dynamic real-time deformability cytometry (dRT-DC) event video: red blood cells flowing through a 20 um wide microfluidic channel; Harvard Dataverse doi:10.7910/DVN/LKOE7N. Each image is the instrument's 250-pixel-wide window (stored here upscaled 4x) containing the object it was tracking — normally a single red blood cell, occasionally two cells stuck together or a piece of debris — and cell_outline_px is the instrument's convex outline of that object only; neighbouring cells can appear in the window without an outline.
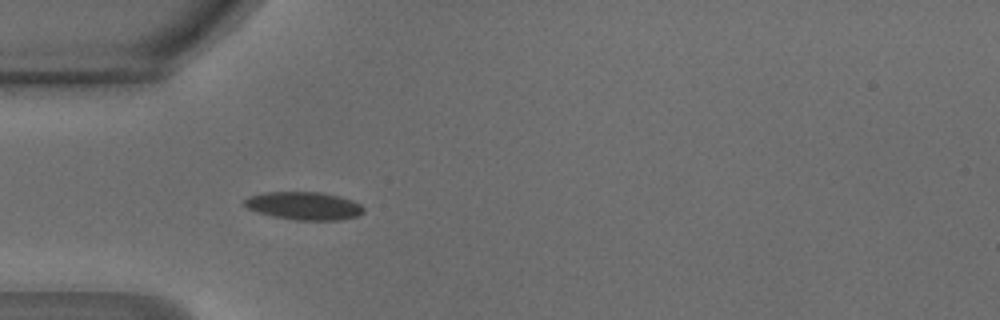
{"species": "common noctule bat (a hibernating species)", "species_latin": "Nyctalus noctula", "temperature_condition": "warm", "stored_images_in_passage": 36, "camera_frame_rate_fps": 3000, "um_per_image_px": 0.085, "animal": {"sex": "male", "body_mass_g": 18.8}, "frame": {"image": 1, "passage_image": 3, "time_ms": 0.667, "image_size_px": [1000, 320], "cell_outline_px": [[364, 212], [356, 216], [340, 220], [296, 220], [272, 216], [248, 208], [244, 204], [244, 200], [248, 196], [264, 192], [320, 192], [340, 196], [352, 200], [360, 204], [364, 208]], "centroid_in_image_um": [25.85, 17.49], "position_along_channel_um": 59.1, "area_um2": 19.36}}
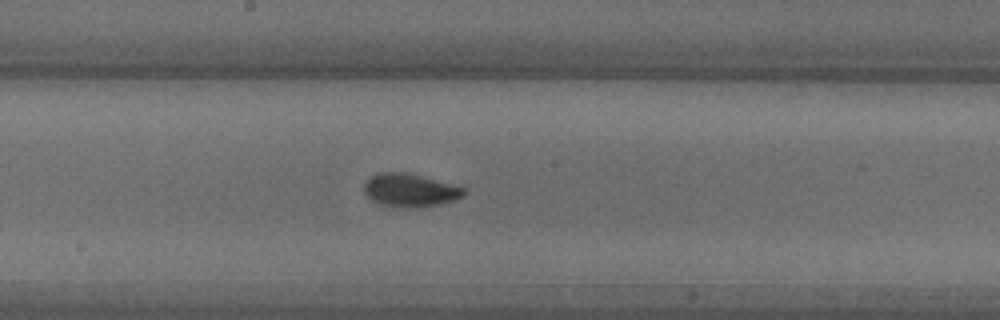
{"frame": {"image": 2, "passage_image": 14, "time_ms": 4.333, "image_size_px": [1000, 320], "cell_outline_px": [[464, 192], [460, 196], [452, 200], [440, 204], [412, 208], [392, 208], [380, 204], [372, 200], [364, 192], [364, 184], [372, 176], [380, 172], [404, 172], [420, 176], [464, 188]], "centroid_in_image_um": [34.77, 16.19], "position_along_channel_um": 213.4, "area_um2": 18.9}}
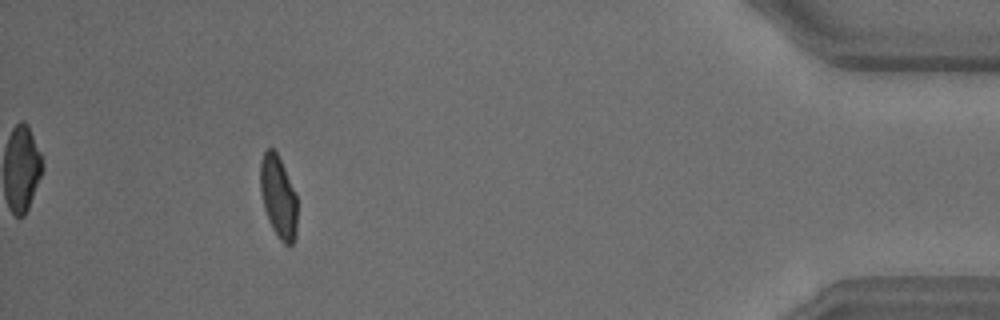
{"frame": {"image": 3, "passage_image": 32, "time_ms": 10.333, "image_size_px": [1000, 320], "cell_outline_px": [[296, 236], [292, 244], [288, 248], [276, 236], [268, 220], [264, 208], [260, 192], [260, 160], [264, 152], [268, 148], [272, 148], [276, 152], [284, 168], [296, 196]], "centroid_in_image_um": [23.64, 16.78], "position_along_channel_um": 411.6, "area_um2": 17.69}, "authors_computed_cell_mechanics": {"area_um2": 18.6405, "velocity_mm_per_s": 4.2714, "shape_relaxation_time_tau1_ms": 2.7145, "shape_relaxation_time_tau2_ms": 0.5681, "deformation_change_tau1": 0.1222, "deformation_change_tau2": 0.0513}}